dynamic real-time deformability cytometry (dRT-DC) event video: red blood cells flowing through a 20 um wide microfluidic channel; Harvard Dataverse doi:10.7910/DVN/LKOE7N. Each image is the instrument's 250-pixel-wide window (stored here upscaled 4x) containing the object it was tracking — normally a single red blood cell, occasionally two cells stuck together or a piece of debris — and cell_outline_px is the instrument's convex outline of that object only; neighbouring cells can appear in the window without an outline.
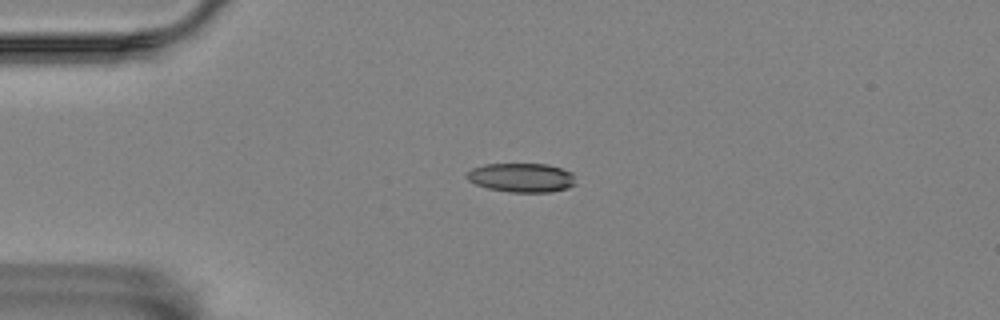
{"species": "Egyptian fruit bat (a non-hibernating species)", "species_latin": "Rousettus aegyptiacus", "temperature_condition": "room temperature", "stored_images_in_passage": 5, "camera_frame_rate_fps": 3000, "um_per_image_px": 0.085, "animal": {"sex": "female"}, "frame": {"image": 1, "passage_image": 3, "time_ms": 3.667, "image_size_px": [1000, 320], "cell_outline_px": [[576, 184], [568, 188], [552, 192], [508, 192], [488, 188], [476, 184], [468, 180], [464, 176], [472, 168], [484, 164], [548, 164], [572, 172]], "centroid_in_image_um": [44.33, 15.1], "position_along_channel_um": 40.7, "area_um2": 18.55}}
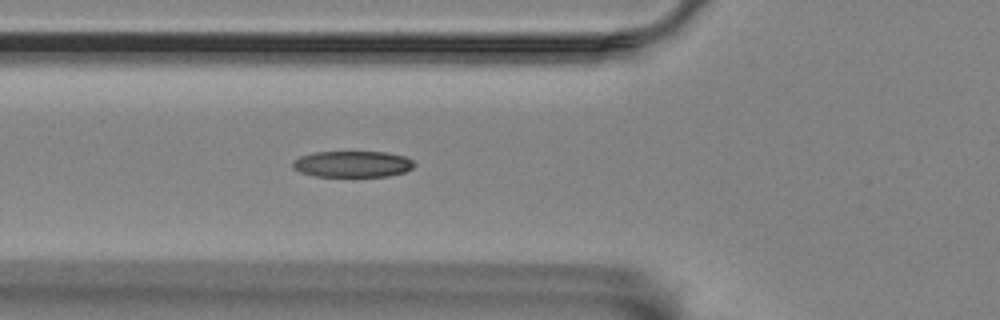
{"frame": {"image": 2, "passage_image": 5, "time_ms": 6.0, "image_size_px": [1000, 320], "cell_outline_px": [[416, 164], [412, 168], [404, 172], [388, 176], [316, 176], [300, 172], [292, 168], [292, 160], [300, 156], [316, 152], [384, 152], [404, 156], [412, 160]], "centroid_in_image_um": [29.94, 13.94], "position_along_channel_um": 95.9, "area_um2": 18.55}}